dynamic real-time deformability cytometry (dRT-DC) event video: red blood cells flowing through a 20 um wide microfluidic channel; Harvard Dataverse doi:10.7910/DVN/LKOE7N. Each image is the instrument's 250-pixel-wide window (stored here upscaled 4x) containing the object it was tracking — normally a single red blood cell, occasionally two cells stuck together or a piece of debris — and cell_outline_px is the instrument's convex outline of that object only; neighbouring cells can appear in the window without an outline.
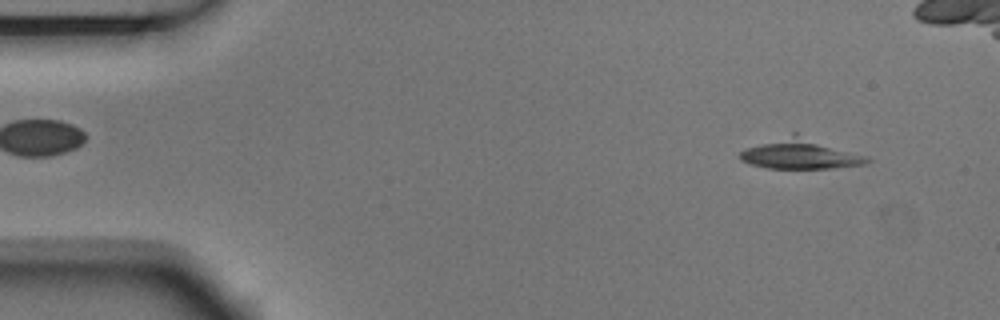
{"species": "Egyptian fruit bat (a non-hibernating species)", "species_latin": "Rousettus aegyptiacus", "temperature_condition": "room temperature", "stored_images_in_passage": 6, "camera_frame_rate_fps": 3000, "um_per_image_px": 0.085, "animal": {"sex": "male"}, "frame": {"image": 1, "passage_image": 1, "time_ms": 0.0, "image_size_px": [1000, 320], "cell_outline_px": [[872, 160], [864, 164], [832, 168], [768, 168], [752, 164], [740, 160], [740, 152], [748, 148], [792, 132], [796, 132], [868, 156]], "centroid_in_image_um": [68.08, 13.07], "position_along_channel_um": 16.9, "area_um2": 22.2}}
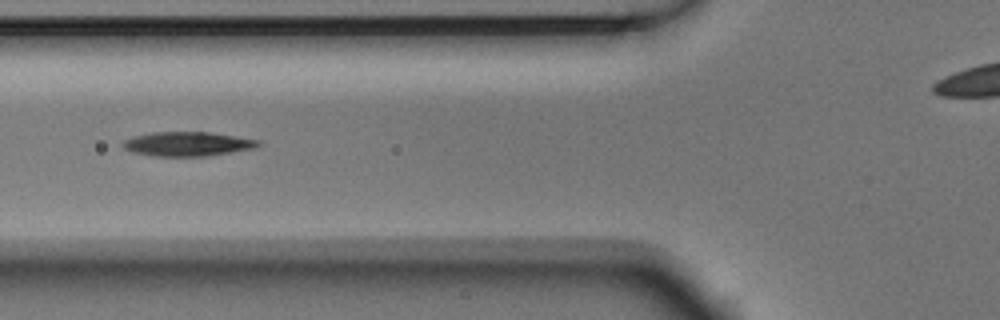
{"frame": {"image": 2, "passage_image": 5, "time_ms": 1.333, "image_size_px": [1000, 320], "cell_outline_px": [[264, 144], [256, 148], [204, 156], [152, 156], [132, 152], [124, 148], [120, 144], [124, 140], [132, 136], [152, 132], [208, 132], [260, 140]], "centroid_in_image_um": [15.92, 12.23], "position_along_channel_um": 109.9, "area_um2": 19.25}}
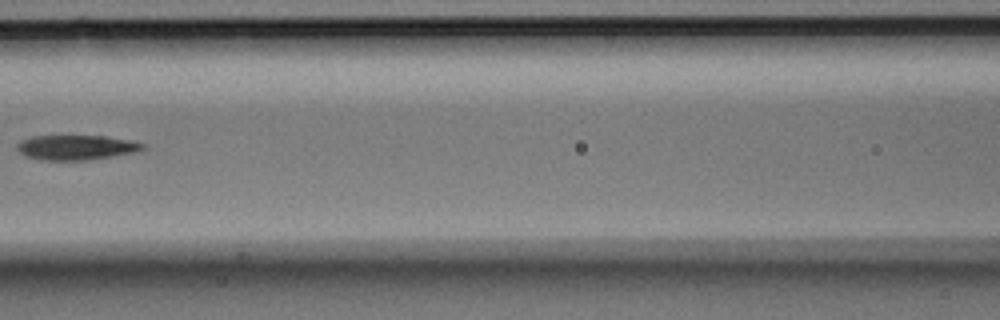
{"frame": {"image": 3, "passage_image": 6, "time_ms": 1.667, "image_size_px": [1000, 320], "cell_outline_px": [[148, 148], [132, 152], [112, 156], [88, 160], [40, 160], [24, 156], [16, 148], [16, 144], [20, 140], [32, 136], [104, 136], [132, 140], [144, 144]], "centroid_in_image_um": [6.44, 12.53], "position_along_channel_um": 160.2, "area_um2": 18.26}}